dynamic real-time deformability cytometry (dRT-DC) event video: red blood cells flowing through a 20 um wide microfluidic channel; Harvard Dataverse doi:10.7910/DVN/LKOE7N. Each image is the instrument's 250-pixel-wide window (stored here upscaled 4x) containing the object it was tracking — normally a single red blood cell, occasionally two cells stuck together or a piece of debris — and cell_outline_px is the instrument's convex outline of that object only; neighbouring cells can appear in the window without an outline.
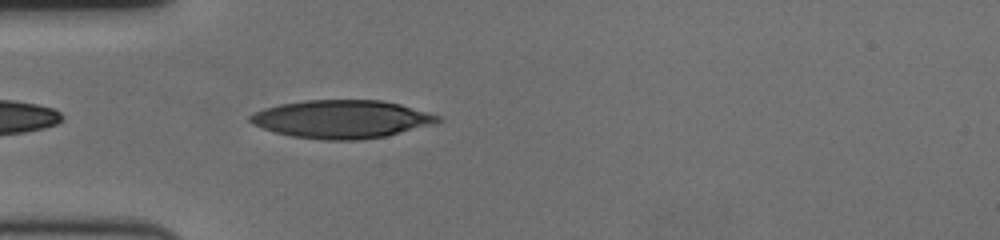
{"species": "human", "species_latin": "Homo sapiens", "temperature_condition": "cold", "stored_images_in_passage": 27, "camera_frame_rate_fps": 3000, "um_per_image_px": 0.085, "donor": {"sex": "female"}, "frame": {"image": 1, "passage_image": 2, "time_ms": 0.333, "image_size_px": [1000, 240], "cell_outline_px": [[444, 120], [432, 124], [384, 136], [360, 140], [324, 140], [292, 136], [272, 132], [260, 128], [252, 124], [248, 120], [248, 116], [252, 112], [264, 108], [280, 104], [304, 100], [384, 100], [400, 104], [440, 116]], "centroid_in_image_um": [28.97, 10.12], "position_along_channel_um": 56.0, "area_um2": 41.79}}
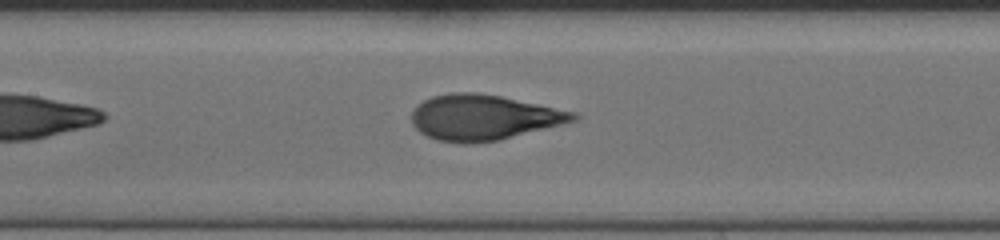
{"frame": {"image": 2, "passage_image": 12, "time_ms": 3.667, "image_size_px": [1000, 240], "cell_outline_px": [[580, 116], [576, 120], [500, 140], [472, 144], [464, 144], [436, 140], [420, 132], [412, 124], [412, 112], [416, 104], [432, 96], [452, 92], [476, 92], [500, 96], [576, 112]], "centroid_in_image_um": [41.06, 9.98], "position_along_channel_um": 166.3, "area_um2": 42.77}}
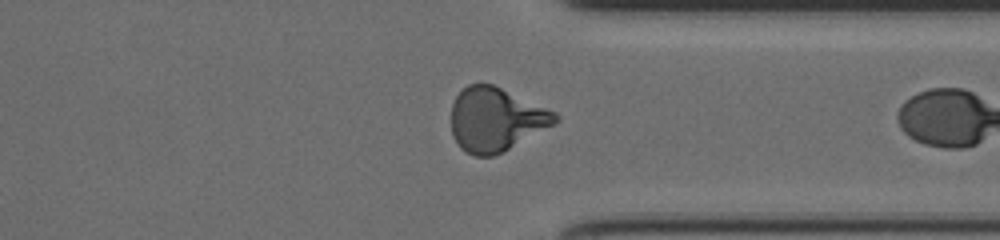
{"frame": {"image": 3, "passage_image": 26, "time_ms": 8.333, "image_size_px": [1000, 240], "cell_outline_px": [[560, 120], [508, 148], [492, 156], [476, 156], [460, 148], [452, 136], [452, 104], [456, 96], [468, 84], [492, 84], [556, 112], [560, 116]], "centroid_in_image_um": [42.12, 10.14], "position_along_channel_um": 369.3, "area_um2": 37.86}}